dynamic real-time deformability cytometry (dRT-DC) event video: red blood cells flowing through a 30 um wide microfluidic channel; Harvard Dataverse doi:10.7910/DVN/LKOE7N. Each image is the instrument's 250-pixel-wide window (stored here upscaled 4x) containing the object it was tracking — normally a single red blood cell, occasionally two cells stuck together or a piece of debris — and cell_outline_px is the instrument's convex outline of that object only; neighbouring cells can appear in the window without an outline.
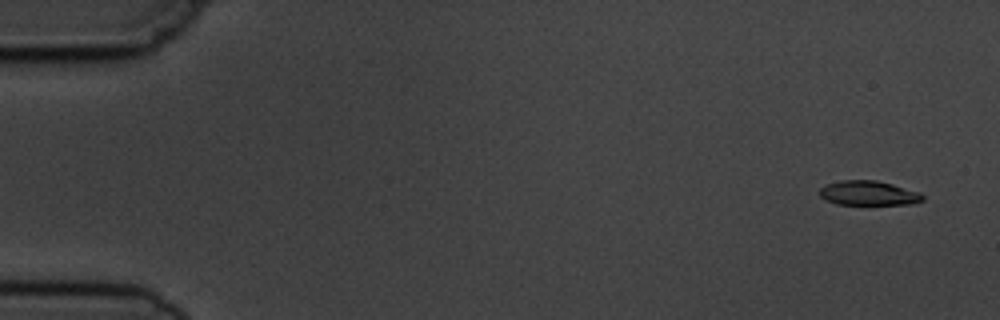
{"species": "common noctule bat (a hibernating species)", "species_latin": "Nyctalus noctula", "temperature_condition": "cold", "stored_images_in_passage": 6, "segment_of_instrument_passage": [1, 2], "camera_frame_rate_fps": 3000, "um_per_image_px": 0.085, "animal": {"sex": "male", "body_mass_g": 19.5, "forearm_length_mm": 54.6}, "frame": {"image": 1, "passage_image": 1, "time_ms": 0.0, "image_size_px": [1000, 320], "cell_outline_px": [[924, 200], [912, 204], [836, 204], [820, 196], [820, 188], [824, 184], [840, 180], [876, 180], [892, 184], [920, 192], [924, 196]], "centroid_in_image_um": [73.83, 16.4], "position_along_channel_um": 11.2, "area_um2": 14.74}}
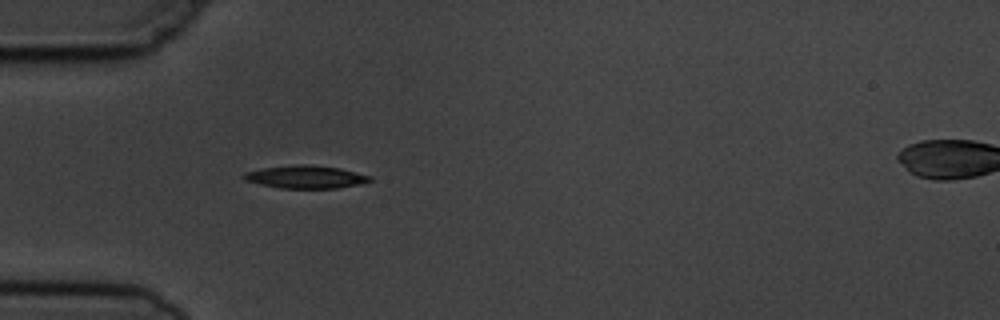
{"frame": {"image": 2, "passage_image": 5, "time_ms": 4.667, "image_size_px": [1000, 320], "cell_outline_px": [[372, 180], [360, 184], [336, 188], [280, 188], [260, 184], [244, 180], [240, 176], [244, 172], [264, 168], [296, 164], [308, 164], [340, 168], [372, 176]], "centroid_in_image_um": [25.97, 15.03], "position_along_channel_um": 59.0, "area_um2": 16.82}}